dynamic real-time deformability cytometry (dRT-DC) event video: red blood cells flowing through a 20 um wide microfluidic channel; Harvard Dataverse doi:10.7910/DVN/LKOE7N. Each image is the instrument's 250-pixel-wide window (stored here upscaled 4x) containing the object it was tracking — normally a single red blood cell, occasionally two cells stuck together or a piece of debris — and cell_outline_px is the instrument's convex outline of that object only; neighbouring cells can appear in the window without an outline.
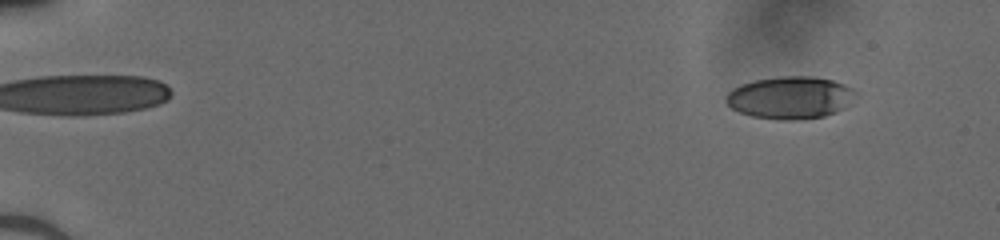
{"species": "human", "species_latin": "Homo sapiens", "temperature_condition": "cold", "stored_images_in_passage": 51, "camera_frame_rate_fps": 3000, "um_per_image_px": 0.085, "donor": {"sex": "male"}, "frame": {"image": 1, "passage_image": 5, "time_ms": 1.333, "image_size_px": [1000, 240], "cell_outline_px": [[860, 96], [844, 108], [836, 112], [824, 116], [796, 120], [780, 120], [752, 116], [740, 112], [732, 108], [724, 100], [724, 96], [732, 88], [740, 84], [756, 80], [780, 76], [812, 76], [832, 80], [844, 84], [860, 92]], "centroid_in_image_um": [67.21, 8.29], "position_along_channel_um": 17.8, "area_um2": 32.48}}
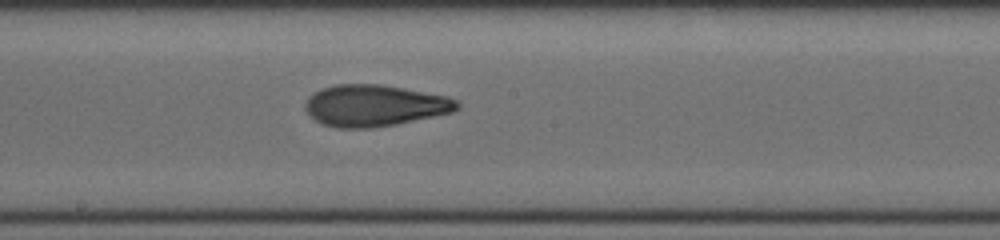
{"frame": {"image": 2, "passage_image": 30, "time_ms": 9.667, "image_size_px": [1000, 240], "cell_outline_px": [[460, 108], [452, 112], [396, 124], [372, 128], [336, 128], [320, 124], [304, 108], [304, 104], [308, 96], [324, 88], [336, 84], [380, 84], [404, 88], [448, 96], [456, 100], [460, 104]], "centroid_in_image_um": [31.83, 8.97], "position_along_channel_um": 216.4, "area_um2": 36.76}}
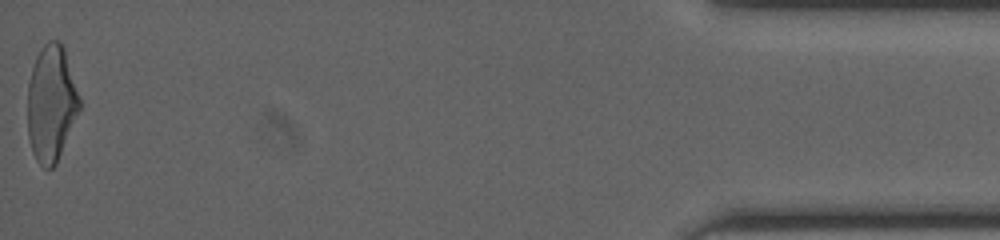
{"frame": {"image": 3, "passage_image": 51, "time_ms": 16.667, "image_size_px": [1000, 240], "cell_outline_px": [[80, 108], [56, 164], [52, 168], [44, 168], [36, 160], [32, 152], [28, 136], [28, 84], [32, 68], [36, 56], [40, 48], [48, 40], [60, 40], [64, 48], [80, 96]], "centroid_in_image_um": [4.35, 8.77], "position_along_channel_um": 430.8, "area_um2": 35.14}}